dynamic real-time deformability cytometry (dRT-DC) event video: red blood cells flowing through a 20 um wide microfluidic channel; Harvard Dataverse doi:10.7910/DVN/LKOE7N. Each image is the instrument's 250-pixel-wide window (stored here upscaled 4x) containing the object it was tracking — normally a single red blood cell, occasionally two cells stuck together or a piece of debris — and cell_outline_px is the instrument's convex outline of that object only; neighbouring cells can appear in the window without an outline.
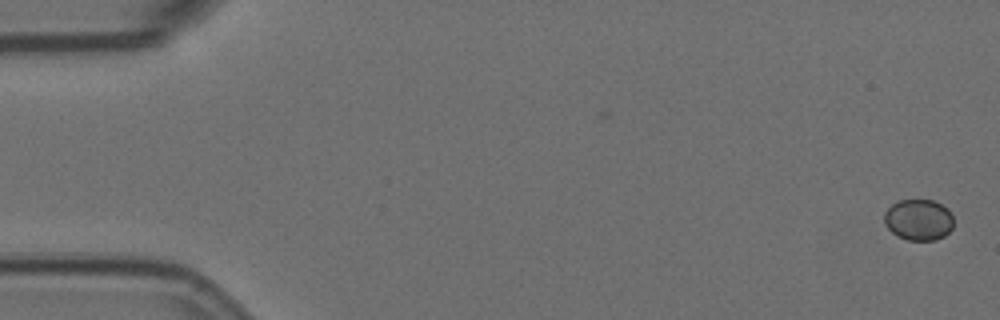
{"species": "Egyptian fruit bat (a non-hibernating species)", "species_latin": "Rousettus aegyptiacus", "temperature_condition": "room temperature", "stored_images_in_passage": 2, "camera_frame_rate_fps": 3000, "um_per_image_px": 0.085, "animal": {"sex": "female"}, "frame": {"image": 1, "passage_image": 2, "time_ms": 0.333, "image_size_px": [1000, 320], "cell_outline_px": [[952, 228], [944, 236], [936, 240], [908, 240], [896, 236], [884, 224], [884, 212], [892, 204], [900, 200], [932, 200], [948, 208], [952, 216]], "centroid_in_image_um": [78.06, 18.69], "position_along_channel_um": 6.9, "area_um2": 16.65}}